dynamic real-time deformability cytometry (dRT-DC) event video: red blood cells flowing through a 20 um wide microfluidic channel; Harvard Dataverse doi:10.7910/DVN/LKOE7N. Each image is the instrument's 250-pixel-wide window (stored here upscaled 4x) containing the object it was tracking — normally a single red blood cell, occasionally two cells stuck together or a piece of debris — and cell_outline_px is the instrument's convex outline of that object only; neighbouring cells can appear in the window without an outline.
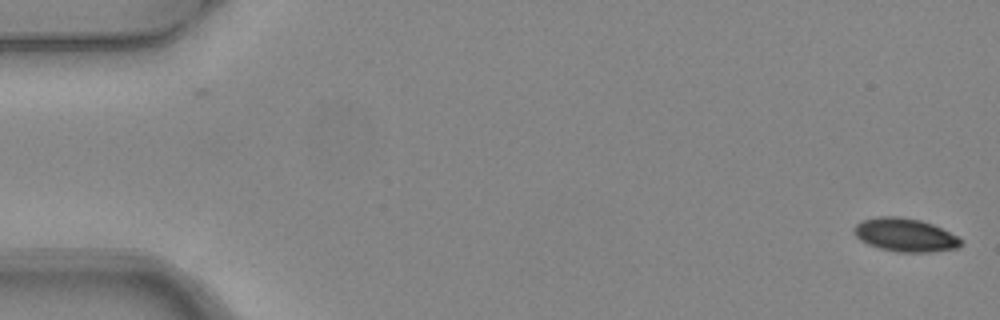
{"species": "common noctule bat (a hibernating species)", "species_latin": "Nyctalus noctula", "temperature_condition": "warm", "stored_images_in_passage": 5, "camera_frame_rate_fps": 3000, "um_per_image_px": 0.085, "animal": {"sex": "female", "body_mass_g": 24.6, "forearm_length_mm": 56.2}, "frame": {"image": 1, "passage_image": 1, "time_ms": 0.0, "image_size_px": [1000, 320], "cell_outline_px": [[960, 244], [956, 248], [928, 252], [900, 252], [880, 248], [868, 244], [860, 240], [856, 236], [852, 228], [856, 224], [864, 220], [880, 216], [896, 216], [920, 220], [932, 224], [956, 236], [960, 240]], "centroid_in_image_um": [76.88, 19.97], "position_along_channel_um": 8.1, "area_um2": 20.35}}
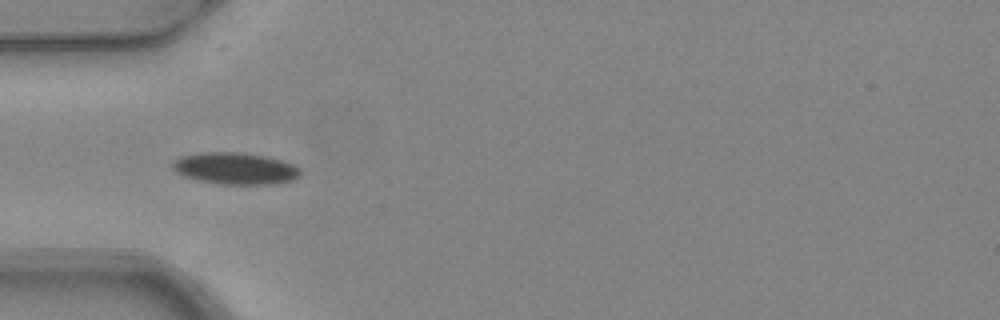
{"frame": {"image": 2, "passage_image": 5, "time_ms": 1.333, "image_size_px": [1000, 320], "cell_outline_px": [[300, 176], [292, 180], [272, 184], [220, 184], [200, 180], [184, 176], [176, 172], [172, 168], [172, 160], [180, 156], [200, 152], [240, 152], [268, 156], [292, 164], [300, 168]], "centroid_in_image_um": [19.97, 14.3], "position_along_channel_um": 65.0, "area_um2": 23.76}}